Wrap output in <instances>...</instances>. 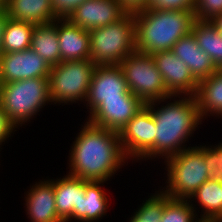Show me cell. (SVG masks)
I'll use <instances>...</instances> for the list:
<instances>
[{"instance_id": "6da1fadb", "label": "cell", "mask_w": 222, "mask_h": 222, "mask_svg": "<svg viewBox=\"0 0 222 222\" xmlns=\"http://www.w3.org/2000/svg\"><path fill=\"white\" fill-rule=\"evenodd\" d=\"M81 127L70 149L68 174L85 181L110 180L128 159L119 133L88 121Z\"/></svg>"}, {"instance_id": "7a4b0ae2", "label": "cell", "mask_w": 222, "mask_h": 222, "mask_svg": "<svg viewBox=\"0 0 222 222\" xmlns=\"http://www.w3.org/2000/svg\"><path fill=\"white\" fill-rule=\"evenodd\" d=\"M180 97L181 95H173L163 100L145 103L150 109L156 125L155 158L161 156L166 160L180 151L190 148L184 144L189 137L193 136L194 131L199 127L198 125L202 124L203 119L198 111L194 96L187 95L186 97L184 95L183 97L182 95ZM172 98L173 102H167L166 105L155 109L161 102L165 103L168 99L171 101Z\"/></svg>"}, {"instance_id": "3957f363", "label": "cell", "mask_w": 222, "mask_h": 222, "mask_svg": "<svg viewBox=\"0 0 222 222\" xmlns=\"http://www.w3.org/2000/svg\"><path fill=\"white\" fill-rule=\"evenodd\" d=\"M136 51L145 54L171 50L181 37L191 33L194 10L146 9L134 14Z\"/></svg>"}, {"instance_id": "277c9868", "label": "cell", "mask_w": 222, "mask_h": 222, "mask_svg": "<svg viewBox=\"0 0 222 222\" xmlns=\"http://www.w3.org/2000/svg\"><path fill=\"white\" fill-rule=\"evenodd\" d=\"M90 60L96 66L120 65L136 51L135 20L126 14L117 22L89 31Z\"/></svg>"}, {"instance_id": "5b68a950", "label": "cell", "mask_w": 222, "mask_h": 222, "mask_svg": "<svg viewBox=\"0 0 222 222\" xmlns=\"http://www.w3.org/2000/svg\"><path fill=\"white\" fill-rule=\"evenodd\" d=\"M52 101L48 78H31L0 84V104L18 128Z\"/></svg>"}, {"instance_id": "8992f818", "label": "cell", "mask_w": 222, "mask_h": 222, "mask_svg": "<svg viewBox=\"0 0 222 222\" xmlns=\"http://www.w3.org/2000/svg\"><path fill=\"white\" fill-rule=\"evenodd\" d=\"M166 188L162 191L172 199L188 200L209 178L204 161V146L184 149L165 160Z\"/></svg>"}, {"instance_id": "52a82bcc", "label": "cell", "mask_w": 222, "mask_h": 222, "mask_svg": "<svg viewBox=\"0 0 222 222\" xmlns=\"http://www.w3.org/2000/svg\"><path fill=\"white\" fill-rule=\"evenodd\" d=\"M95 68L91 60L63 61L51 67L48 80L52 103H85Z\"/></svg>"}, {"instance_id": "ba28073f", "label": "cell", "mask_w": 222, "mask_h": 222, "mask_svg": "<svg viewBox=\"0 0 222 222\" xmlns=\"http://www.w3.org/2000/svg\"><path fill=\"white\" fill-rule=\"evenodd\" d=\"M132 94L144 103L173 96L164 83L151 54L135 51L129 54L119 65Z\"/></svg>"}, {"instance_id": "9c48e42d", "label": "cell", "mask_w": 222, "mask_h": 222, "mask_svg": "<svg viewBox=\"0 0 222 222\" xmlns=\"http://www.w3.org/2000/svg\"><path fill=\"white\" fill-rule=\"evenodd\" d=\"M155 128L154 117L146 105L122 128L119 139L128 160L155 159Z\"/></svg>"}, {"instance_id": "30bf717a", "label": "cell", "mask_w": 222, "mask_h": 222, "mask_svg": "<svg viewBox=\"0 0 222 222\" xmlns=\"http://www.w3.org/2000/svg\"><path fill=\"white\" fill-rule=\"evenodd\" d=\"M144 106L145 103L129 91L122 95V99L104 100L87 116L86 121L119 133Z\"/></svg>"}, {"instance_id": "8fae6325", "label": "cell", "mask_w": 222, "mask_h": 222, "mask_svg": "<svg viewBox=\"0 0 222 222\" xmlns=\"http://www.w3.org/2000/svg\"><path fill=\"white\" fill-rule=\"evenodd\" d=\"M51 66L32 48L0 56V84L31 78H48Z\"/></svg>"}, {"instance_id": "7c38bea8", "label": "cell", "mask_w": 222, "mask_h": 222, "mask_svg": "<svg viewBox=\"0 0 222 222\" xmlns=\"http://www.w3.org/2000/svg\"><path fill=\"white\" fill-rule=\"evenodd\" d=\"M124 72L119 65L96 66L85 102L91 113L104 100L122 99L129 92Z\"/></svg>"}, {"instance_id": "4fadbf2b", "label": "cell", "mask_w": 222, "mask_h": 222, "mask_svg": "<svg viewBox=\"0 0 222 222\" xmlns=\"http://www.w3.org/2000/svg\"><path fill=\"white\" fill-rule=\"evenodd\" d=\"M152 57L167 90L172 95H195L198 81L193 77L187 65L172 50L155 52Z\"/></svg>"}, {"instance_id": "5bb4252c", "label": "cell", "mask_w": 222, "mask_h": 222, "mask_svg": "<svg viewBox=\"0 0 222 222\" xmlns=\"http://www.w3.org/2000/svg\"><path fill=\"white\" fill-rule=\"evenodd\" d=\"M126 14L117 0H85L67 19L90 31L117 22Z\"/></svg>"}, {"instance_id": "9a60e30c", "label": "cell", "mask_w": 222, "mask_h": 222, "mask_svg": "<svg viewBox=\"0 0 222 222\" xmlns=\"http://www.w3.org/2000/svg\"><path fill=\"white\" fill-rule=\"evenodd\" d=\"M86 181L67 174L54 179L55 207L63 222L79 220V202L85 196Z\"/></svg>"}, {"instance_id": "2e32d148", "label": "cell", "mask_w": 222, "mask_h": 222, "mask_svg": "<svg viewBox=\"0 0 222 222\" xmlns=\"http://www.w3.org/2000/svg\"><path fill=\"white\" fill-rule=\"evenodd\" d=\"M24 199L30 222H63L55 207L54 179L36 182Z\"/></svg>"}, {"instance_id": "e0dca14e", "label": "cell", "mask_w": 222, "mask_h": 222, "mask_svg": "<svg viewBox=\"0 0 222 222\" xmlns=\"http://www.w3.org/2000/svg\"><path fill=\"white\" fill-rule=\"evenodd\" d=\"M60 62L90 60L89 31L72 24L68 19H57Z\"/></svg>"}, {"instance_id": "ac0fdd59", "label": "cell", "mask_w": 222, "mask_h": 222, "mask_svg": "<svg viewBox=\"0 0 222 222\" xmlns=\"http://www.w3.org/2000/svg\"><path fill=\"white\" fill-rule=\"evenodd\" d=\"M171 50L187 65L197 81H201L219 70L210 56L198 46L192 32L181 37Z\"/></svg>"}, {"instance_id": "d6986e66", "label": "cell", "mask_w": 222, "mask_h": 222, "mask_svg": "<svg viewBox=\"0 0 222 222\" xmlns=\"http://www.w3.org/2000/svg\"><path fill=\"white\" fill-rule=\"evenodd\" d=\"M5 10L10 19L34 25L51 23L58 19L50 0H8Z\"/></svg>"}, {"instance_id": "ffe728a7", "label": "cell", "mask_w": 222, "mask_h": 222, "mask_svg": "<svg viewBox=\"0 0 222 222\" xmlns=\"http://www.w3.org/2000/svg\"><path fill=\"white\" fill-rule=\"evenodd\" d=\"M201 118L222 117V70L198 81L194 95ZM210 114V115H209ZM208 115V116H207Z\"/></svg>"}, {"instance_id": "44dd1931", "label": "cell", "mask_w": 222, "mask_h": 222, "mask_svg": "<svg viewBox=\"0 0 222 222\" xmlns=\"http://www.w3.org/2000/svg\"><path fill=\"white\" fill-rule=\"evenodd\" d=\"M31 48L51 67L60 63L57 19L51 23L34 26Z\"/></svg>"}, {"instance_id": "7402d4cb", "label": "cell", "mask_w": 222, "mask_h": 222, "mask_svg": "<svg viewBox=\"0 0 222 222\" xmlns=\"http://www.w3.org/2000/svg\"><path fill=\"white\" fill-rule=\"evenodd\" d=\"M197 199L201 206L200 220L222 222V181L209 179L188 199Z\"/></svg>"}, {"instance_id": "603a6c76", "label": "cell", "mask_w": 222, "mask_h": 222, "mask_svg": "<svg viewBox=\"0 0 222 222\" xmlns=\"http://www.w3.org/2000/svg\"><path fill=\"white\" fill-rule=\"evenodd\" d=\"M106 181H86L85 196L79 202V221L96 222L106 215L109 200L100 185Z\"/></svg>"}, {"instance_id": "cb8c5ba5", "label": "cell", "mask_w": 222, "mask_h": 222, "mask_svg": "<svg viewBox=\"0 0 222 222\" xmlns=\"http://www.w3.org/2000/svg\"><path fill=\"white\" fill-rule=\"evenodd\" d=\"M34 24L29 22L7 19L3 35L2 52H20L31 48Z\"/></svg>"}, {"instance_id": "d4e9b609", "label": "cell", "mask_w": 222, "mask_h": 222, "mask_svg": "<svg viewBox=\"0 0 222 222\" xmlns=\"http://www.w3.org/2000/svg\"><path fill=\"white\" fill-rule=\"evenodd\" d=\"M192 201L170 198L164 205L160 222H202Z\"/></svg>"}, {"instance_id": "484cf974", "label": "cell", "mask_w": 222, "mask_h": 222, "mask_svg": "<svg viewBox=\"0 0 222 222\" xmlns=\"http://www.w3.org/2000/svg\"><path fill=\"white\" fill-rule=\"evenodd\" d=\"M162 190H158L159 192H155L148 200L143 201L129 222H160L164 205L170 199Z\"/></svg>"}, {"instance_id": "4316f807", "label": "cell", "mask_w": 222, "mask_h": 222, "mask_svg": "<svg viewBox=\"0 0 222 222\" xmlns=\"http://www.w3.org/2000/svg\"><path fill=\"white\" fill-rule=\"evenodd\" d=\"M198 46L207 53L216 65V46L219 32L211 21L195 20L191 31Z\"/></svg>"}, {"instance_id": "83f0119b", "label": "cell", "mask_w": 222, "mask_h": 222, "mask_svg": "<svg viewBox=\"0 0 222 222\" xmlns=\"http://www.w3.org/2000/svg\"><path fill=\"white\" fill-rule=\"evenodd\" d=\"M204 161L209 172V178L222 181V143L216 146H204Z\"/></svg>"}, {"instance_id": "f1b7e54d", "label": "cell", "mask_w": 222, "mask_h": 222, "mask_svg": "<svg viewBox=\"0 0 222 222\" xmlns=\"http://www.w3.org/2000/svg\"><path fill=\"white\" fill-rule=\"evenodd\" d=\"M220 14H222V0H195L196 20L211 21Z\"/></svg>"}, {"instance_id": "f546056e", "label": "cell", "mask_w": 222, "mask_h": 222, "mask_svg": "<svg viewBox=\"0 0 222 222\" xmlns=\"http://www.w3.org/2000/svg\"><path fill=\"white\" fill-rule=\"evenodd\" d=\"M195 0H149L148 9L194 10Z\"/></svg>"}, {"instance_id": "4dcf8cb0", "label": "cell", "mask_w": 222, "mask_h": 222, "mask_svg": "<svg viewBox=\"0 0 222 222\" xmlns=\"http://www.w3.org/2000/svg\"><path fill=\"white\" fill-rule=\"evenodd\" d=\"M55 16L67 19L69 15L85 0H50Z\"/></svg>"}, {"instance_id": "1f68e13d", "label": "cell", "mask_w": 222, "mask_h": 222, "mask_svg": "<svg viewBox=\"0 0 222 222\" xmlns=\"http://www.w3.org/2000/svg\"><path fill=\"white\" fill-rule=\"evenodd\" d=\"M16 126L10 121L8 114L3 110L0 104V146L3 142L7 141L15 132ZM0 149H2L0 147Z\"/></svg>"}, {"instance_id": "d6a6232c", "label": "cell", "mask_w": 222, "mask_h": 222, "mask_svg": "<svg viewBox=\"0 0 222 222\" xmlns=\"http://www.w3.org/2000/svg\"><path fill=\"white\" fill-rule=\"evenodd\" d=\"M127 14H136L148 9L149 0H117Z\"/></svg>"}, {"instance_id": "836d02e7", "label": "cell", "mask_w": 222, "mask_h": 222, "mask_svg": "<svg viewBox=\"0 0 222 222\" xmlns=\"http://www.w3.org/2000/svg\"><path fill=\"white\" fill-rule=\"evenodd\" d=\"M9 18L7 11L5 9H0V56L3 54L2 52V42L3 35L6 27L7 19Z\"/></svg>"}, {"instance_id": "e575fe53", "label": "cell", "mask_w": 222, "mask_h": 222, "mask_svg": "<svg viewBox=\"0 0 222 222\" xmlns=\"http://www.w3.org/2000/svg\"><path fill=\"white\" fill-rule=\"evenodd\" d=\"M216 67L222 69V35L220 33L216 46Z\"/></svg>"}, {"instance_id": "d590c367", "label": "cell", "mask_w": 222, "mask_h": 222, "mask_svg": "<svg viewBox=\"0 0 222 222\" xmlns=\"http://www.w3.org/2000/svg\"><path fill=\"white\" fill-rule=\"evenodd\" d=\"M211 23L215 26L217 31L222 35V14L214 17Z\"/></svg>"}, {"instance_id": "8d00e7d4", "label": "cell", "mask_w": 222, "mask_h": 222, "mask_svg": "<svg viewBox=\"0 0 222 222\" xmlns=\"http://www.w3.org/2000/svg\"><path fill=\"white\" fill-rule=\"evenodd\" d=\"M8 0H0V9H5L7 6Z\"/></svg>"}]
</instances>
